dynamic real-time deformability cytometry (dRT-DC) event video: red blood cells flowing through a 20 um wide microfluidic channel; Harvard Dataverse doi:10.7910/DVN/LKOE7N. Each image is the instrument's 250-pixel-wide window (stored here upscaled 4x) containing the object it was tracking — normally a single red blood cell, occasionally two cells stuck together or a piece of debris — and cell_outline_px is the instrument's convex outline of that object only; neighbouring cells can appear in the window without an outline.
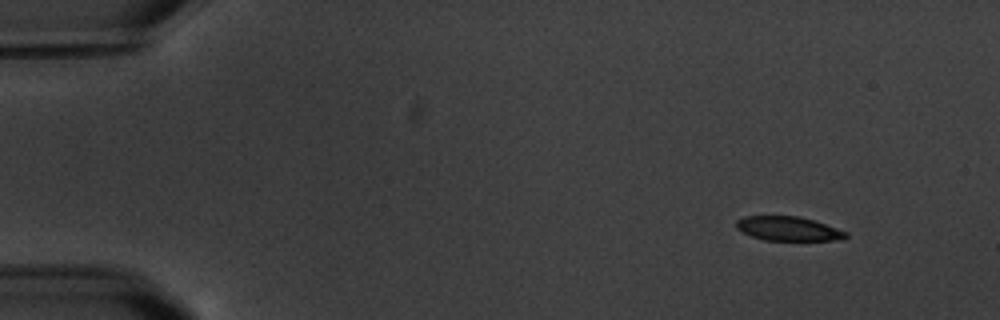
{"species": "common noctule bat (a hibernating species)", "species_latin": "Nyctalus noctula", "temperature_condition": "warm", "stored_images_in_passage": 4, "camera_frame_rate_fps": 3000, "um_per_image_px": 0.085, "animal": {"sex": "male", "body_mass_g": 20.1, "forearm_length_mm": 53.5}, "frame": {"image": 1, "passage_image": 1, "time_ms": 0.0, "image_size_px": [1000, 320], "cell_outline_px": [[848, 236], [832, 240], [764, 240], [752, 236], [736, 228], [736, 220], [744, 216], [800, 216], [848, 232]], "centroid_in_image_um": [66.96, 19.43], "position_along_channel_um": 18.0, "area_um2": 15.2}}
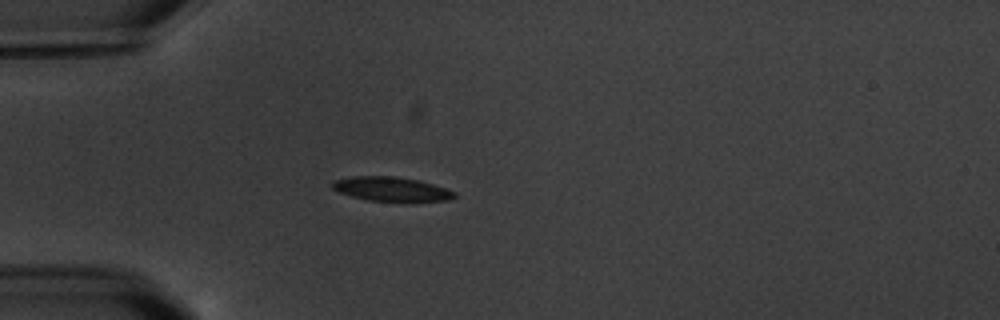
{"frame": {"image": 2, "passage_image": 4, "time_ms": 3.667, "image_size_px": [1000, 320], "cell_outline_px": [[456, 196], [448, 200], [412, 204], [408, 204], [368, 200], [352, 196], [340, 192], [332, 188], [332, 180], [352, 176], [396, 176], [420, 180], [456, 192]], "centroid_in_image_um": [33.32, 16.11], "position_along_channel_um": 51.7, "area_um2": 18.03}}